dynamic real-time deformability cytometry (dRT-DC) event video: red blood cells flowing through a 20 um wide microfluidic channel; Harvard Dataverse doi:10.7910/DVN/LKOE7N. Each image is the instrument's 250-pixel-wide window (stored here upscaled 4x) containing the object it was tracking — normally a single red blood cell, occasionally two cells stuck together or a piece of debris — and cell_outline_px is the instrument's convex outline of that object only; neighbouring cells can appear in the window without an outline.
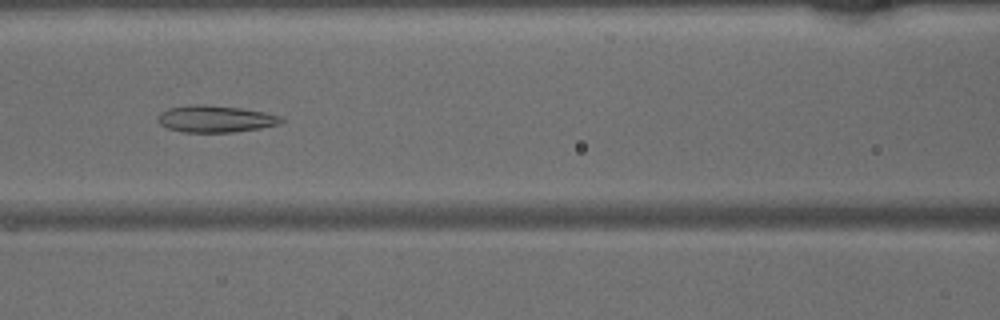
{"species": "common noctule bat (a hibernating species)", "species_latin": "Nyctalus noctula", "temperature_condition": "warm", "stored_images_in_passage": 43, "camera_frame_rate_fps": 3000, "um_per_image_px": 0.085, "animal": {"sex": "male", "body_mass_g": 15.6}, "frame": {"image": 1, "passage_image": 16, "time_ms": 5.0, "image_size_px": [1000, 320], "cell_outline_px": [[284, 120], [280, 124], [260, 128], [232, 132], [184, 132], [168, 128], [160, 124], [156, 120], [156, 116], [160, 112], [168, 108], [192, 104], [204, 104], [240, 108], [264, 112], [280, 116]], "centroid_in_image_um": [18.27, 10.1], "position_along_channel_um": 148.3, "area_um2": 19.36}}
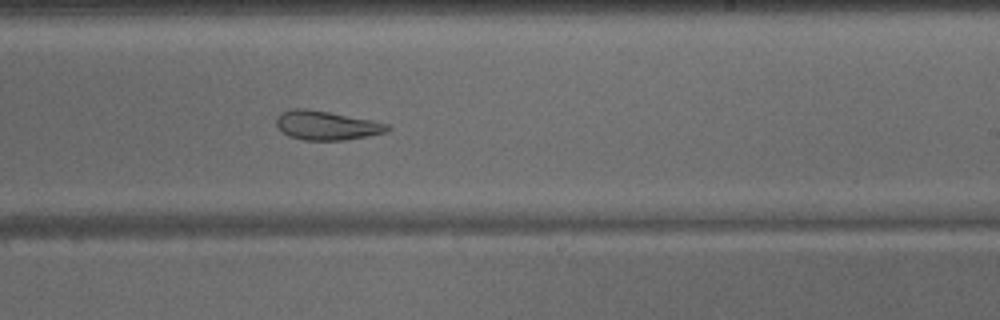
{"frame": {"image": 2, "passage_image": 24, "time_ms": 7.667, "image_size_px": [1000, 320], "cell_outline_px": [[392, 128], [388, 132], [368, 136], [344, 140], [304, 140], [288, 136], [276, 124], [276, 116], [280, 112], [292, 108], [308, 108], [372, 120], [388, 124]], "centroid_in_image_um": [27.76, 10.65], "position_along_channel_um": 261.2, "area_um2": 18.96}}
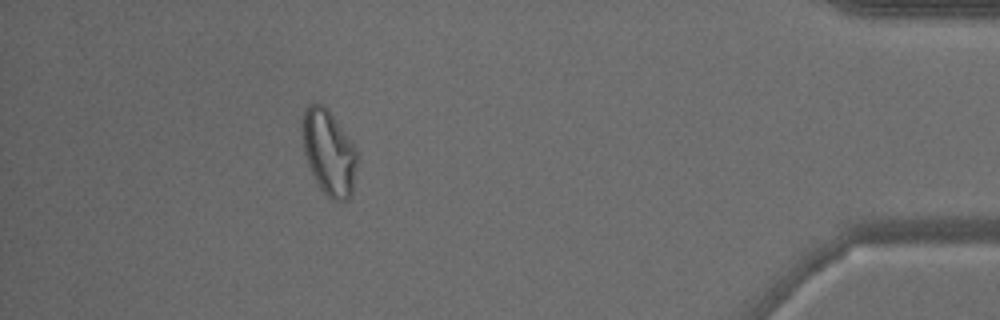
{"frame": {"image": 3, "passage_image": 38, "time_ms": 12.333, "image_size_px": [1000, 320], "cell_outline_px": [[356, 168], [352, 196], [348, 200], [332, 200], [320, 188], [308, 164], [304, 152], [300, 132], [300, 128], [304, 108], [308, 104], [324, 104], [328, 108], [356, 148]], "centroid_in_image_um": [27.92, 12.92], "position_along_channel_um": 407.3, "area_um2": 27.4}}